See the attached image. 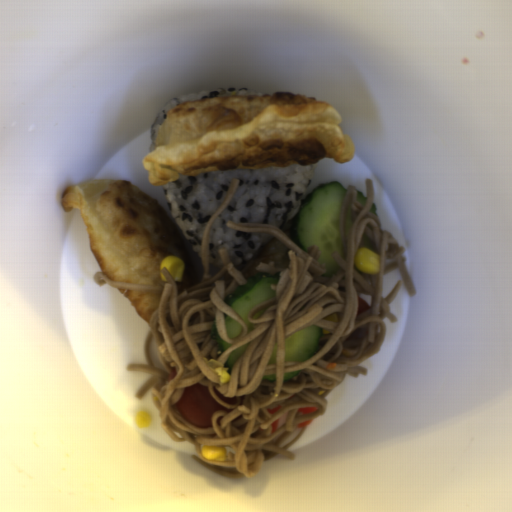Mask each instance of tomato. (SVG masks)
I'll use <instances>...</instances> for the list:
<instances>
[{
	"label": "tomato",
	"instance_id": "tomato-1",
	"mask_svg": "<svg viewBox=\"0 0 512 512\" xmlns=\"http://www.w3.org/2000/svg\"><path fill=\"white\" fill-rule=\"evenodd\" d=\"M182 419L196 428H211V420L217 411L231 412L233 409L219 404L211 395L208 386L195 383L183 389L176 404Z\"/></svg>",
	"mask_w": 512,
	"mask_h": 512
},
{
	"label": "tomato",
	"instance_id": "tomato-2",
	"mask_svg": "<svg viewBox=\"0 0 512 512\" xmlns=\"http://www.w3.org/2000/svg\"><path fill=\"white\" fill-rule=\"evenodd\" d=\"M369 305L366 303V301L361 298L360 296L358 297V302H357V310H356V315H360L362 314L363 312L369 310Z\"/></svg>",
	"mask_w": 512,
	"mask_h": 512
}]
</instances>
